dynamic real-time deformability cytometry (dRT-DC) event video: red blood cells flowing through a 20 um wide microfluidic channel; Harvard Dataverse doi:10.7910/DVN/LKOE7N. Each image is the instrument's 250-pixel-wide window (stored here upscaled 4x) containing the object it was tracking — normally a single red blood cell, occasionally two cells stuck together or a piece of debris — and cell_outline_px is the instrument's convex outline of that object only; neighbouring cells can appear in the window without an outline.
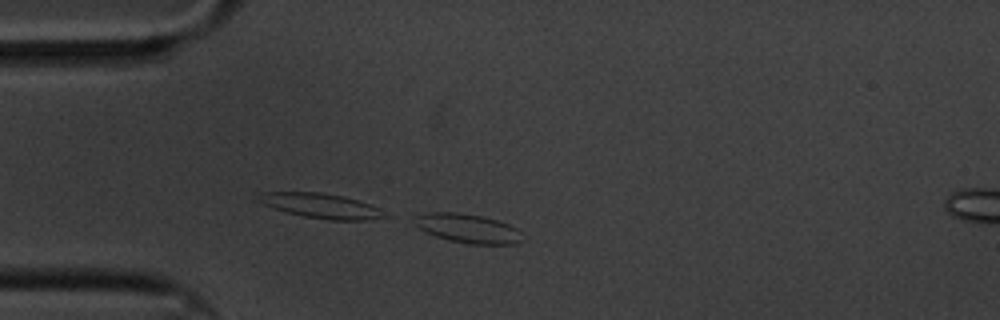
{"species": "common noctule bat (a hibernating species)", "species_latin": "Nyctalus noctula", "temperature_condition": "cold", "stored_images_in_passage": 9, "camera_frame_rate_fps": 3000, "um_per_image_px": 0.085, "animal": {"sex": "male", "body_mass_g": 20.1, "forearm_length_mm": 53.5}, "frame": {"image": 1, "passage_image": 9, "time_ms": 2.667, "image_size_px": [1000, 320], "cell_outline_px": [[524, 240], [516, 244], [468, 244], [448, 240], [436, 236], [412, 224], [412, 216], [424, 212], [456, 212], [484, 216], [508, 224], [516, 228], [520, 232]], "centroid_in_image_um": [39.72, 19.4], "position_along_channel_um": 45.3, "area_um2": 18.55}}